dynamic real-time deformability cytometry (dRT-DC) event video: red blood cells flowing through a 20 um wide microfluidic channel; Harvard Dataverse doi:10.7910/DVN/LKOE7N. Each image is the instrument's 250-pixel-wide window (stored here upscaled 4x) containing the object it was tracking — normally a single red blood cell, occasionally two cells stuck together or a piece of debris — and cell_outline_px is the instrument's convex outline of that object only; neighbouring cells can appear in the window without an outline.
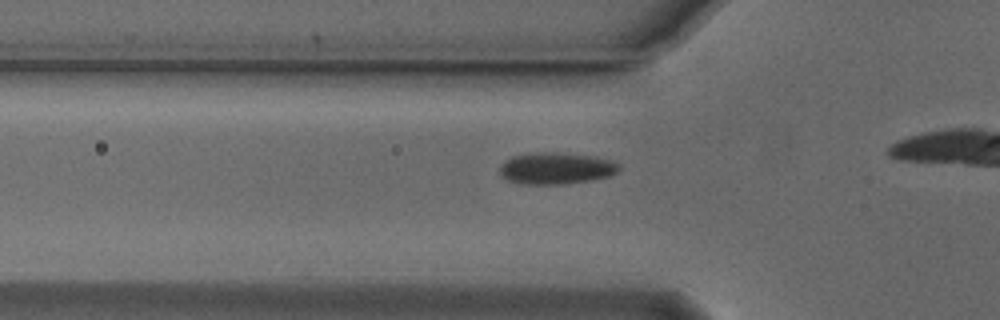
{"species": "Egyptian fruit bat (a non-hibernating species)", "species_latin": "Rousettus aegyptiacus", "temperature_condition": "cold", "stored_images_in_passage": 18, "camera_frame_rate_fps": 3000, "um_per_image_px": 0.085, "animal": {"sex": "male"}, "frame": {"image": 1, "passage_image": 13, "time_ms": 4.0, "image_size_px": [1000, 320], "cell_outline_px": [[620, 168], [616, 172], [608, 176], [592, 180], [564, 184], [524, 184], [504, 180], [500, 176], [500, 164], [504, 160], [512, 156], [540, 152], [552, 152], [592, 156], [612, 160], [620, 164]], "centroid_in_image_um": [47.23, 14.31], "position_along_channel_um": 78.6, "area_um2": 22.14}}
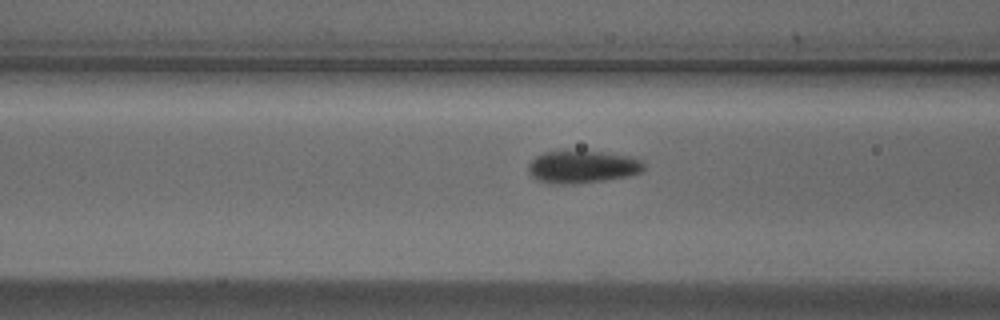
{"frame": {"image": 2, "passage_image": 16, "time_ms": 5.0, "image_size_px": [1000, 320], "cell_outline_px": [[644, 168], [640, 172], [628, 176], [604, 180], [576, 184], [552, 184], [536, 180], [528, 172], [528, 164], [536, 156], [544, 152], [568, 148], [632, 156], [640, 160], [644, 164]], "centroid_in_image_um": [49.44, 14.15], "position_along_channel_um": 117.2, "area_um2": 22.54}}